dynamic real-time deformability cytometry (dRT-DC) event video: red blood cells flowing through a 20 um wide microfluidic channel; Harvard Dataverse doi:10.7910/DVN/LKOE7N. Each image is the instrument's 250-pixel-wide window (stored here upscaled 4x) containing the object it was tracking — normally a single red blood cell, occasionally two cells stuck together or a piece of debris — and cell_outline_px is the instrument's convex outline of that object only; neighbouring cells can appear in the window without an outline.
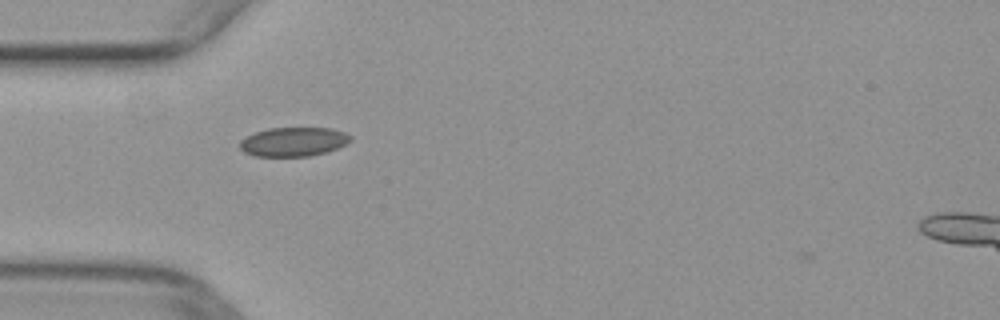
{"species": "common noctule bat (a hibernating species)", "species_latin": "Nyctalus noctula", "temperature_condition": "warm", "stored_images_in_passage": 36, "camera_frame_rate_fps": 3000, "um_per_image_px": 0.085, "animal": {"sex": "female", "body_mass_g": 29.2, "forearm_length_mm": 56.3}, "frame": {"image": 1, "passage_image": 1, "time_ms": 0.0, "image_size_px": [1000, 320], "cell_outline_px": [[352, 140], [336, 148], [324, 152], [308, 156], [256, 156], [244, 152], [240, 148], [240, 140], [256, 132], [268, 128], [332, 128], [344, 132], [352, 136]], "centroid_in_image_um": [24.94, 12.04], "position_along_channel_um": 60.1, "area_um2": 18.55}}
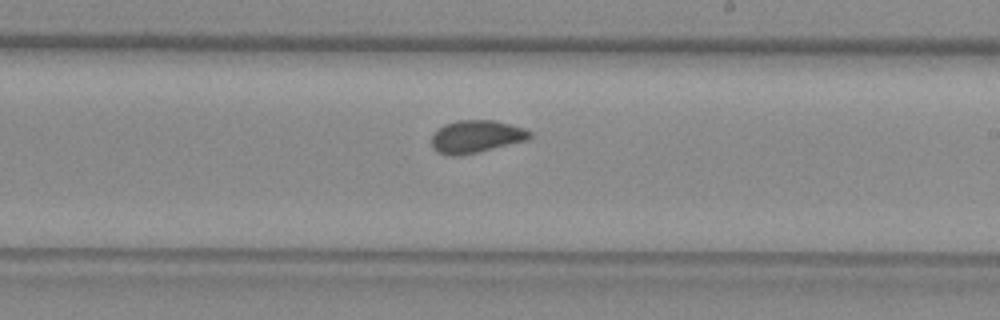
{"frame": {"image": 2, "passage_image": 15, "time_ms": 4.667, "image_size_px": [1000, 320], "cell_outline_px": [[532, 136], [528, 140], [460, 156], [448, 156], [436, 152], [432, 148], [432, 136], [436, 128], [444, 124], [456, 120], [496, 120], [524, 128], [532, 132]], "centroid_in_image_um": [40.45, 11.6], "position_along_channel_um": 248.6, "area_um2": 18.96}}
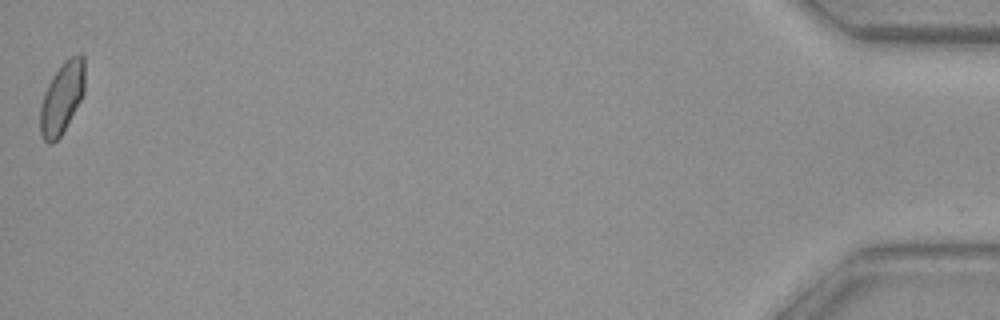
{"frame": {"image": 3, "passage_image": 36, "time_ms": 11.667, "image_size_px": [1000, 320], "cell_outline_px": [[84, 92], [80, 100], [60, 136], [52, 144], [48, 144], [44, 140], [40, 132], [40, 108], [44, 92], [52, 76], [60, 64], [64, 60], [72, 56], [84, 56]], "centroid_in_image_um": [5.24, 8.31], "position_along_channel_um": 430.0, "area_um2": 18.32}}